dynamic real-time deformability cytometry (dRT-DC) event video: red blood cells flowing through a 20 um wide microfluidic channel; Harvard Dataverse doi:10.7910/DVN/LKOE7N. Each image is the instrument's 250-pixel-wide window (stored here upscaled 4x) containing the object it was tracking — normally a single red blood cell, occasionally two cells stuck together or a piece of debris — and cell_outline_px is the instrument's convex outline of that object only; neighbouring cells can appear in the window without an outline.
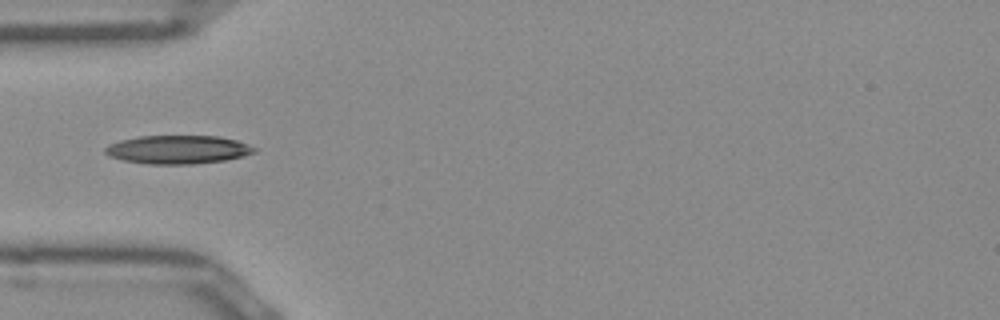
{"species": "Egyptian fruit bat (a non-hibernating species)", "species_latin": "Rousettus aegyptiacus", "temperature_condition": "room temperature", "stored_images_in_passage": 22, "camera_frame_rate_fps": 3000, "um_per_image_px": 0.085, "frame": {"image": 1, "passage_image": 1, "time_ms": 0.0, "image_size_px": [1000, 320], "cell_outline_px": [[256, 152], [224, 160], [196, 164], [148, 164], [124, 160], [108, 156], [104, 152], [104, 148], [108, 144], [120, 140], [136, 136], [220, 136], [236, 140], [256, 148]], "centroid_in_image_um": [15.07, 12.71], "position_along_channel_um": 69.9, "area_um2": 24.74}}